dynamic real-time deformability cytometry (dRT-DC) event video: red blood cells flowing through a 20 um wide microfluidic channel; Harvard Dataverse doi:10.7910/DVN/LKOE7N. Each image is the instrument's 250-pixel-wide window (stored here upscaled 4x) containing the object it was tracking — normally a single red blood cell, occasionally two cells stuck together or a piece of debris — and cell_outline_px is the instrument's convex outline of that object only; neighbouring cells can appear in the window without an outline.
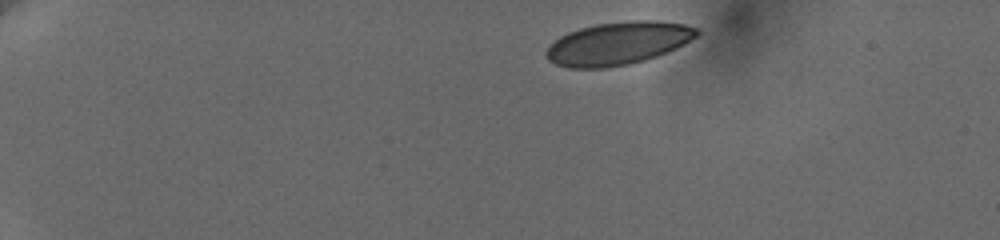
{"species": "human", "species_latin": "Homo sapiens", "temperature_condition": "cold", "stored_images_in_passage": 6, "camera_frame_rate_fps": 3000, "um_per_image_px": 0.085, "donor": {"sex": "female"}, "frame": {"image": 1, "passage_image": 1, "time_ms": 0.0, "image_size_px": [1000, 240], "cell_outline_px": [[700, 32], [696, 36], [684, 44], [676, 48], [656, 56], [644, 60], [628, 64], [604, 68], [568, 68], [556, 64], [548, 60], [544, 56], [544, 52], [560, 36], [568, 32], [580, 28], [596, 24], [628, 20], [656, 20], [684, 24], [696, 28]], "centroid_in_image_um": [52.51, 3.68], "position_along_channel_um": 32.5, "area_um2": 37.57}}
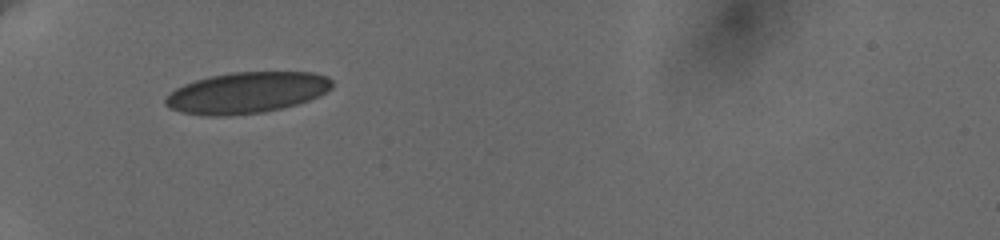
{"frame": {"image": 2, "passage_image": 4, "time_ms": 3.333, "image_size_px": [1000, 240], "cell_outline_px": [[332, 88], [320, 96], [296, 104], [264, 112], [228, 116], [208, 116], [180, 112], [168, 108], [164, 104], [164, 100], [176, 88], [184, 84], [208, 76], [232, 72], [312, 72], [328, 76], [332, 80]], "centroid_in_image_um": [20.97, 7.88], "position_along_channel_um": 64.0, "area_um2": 40.11}}